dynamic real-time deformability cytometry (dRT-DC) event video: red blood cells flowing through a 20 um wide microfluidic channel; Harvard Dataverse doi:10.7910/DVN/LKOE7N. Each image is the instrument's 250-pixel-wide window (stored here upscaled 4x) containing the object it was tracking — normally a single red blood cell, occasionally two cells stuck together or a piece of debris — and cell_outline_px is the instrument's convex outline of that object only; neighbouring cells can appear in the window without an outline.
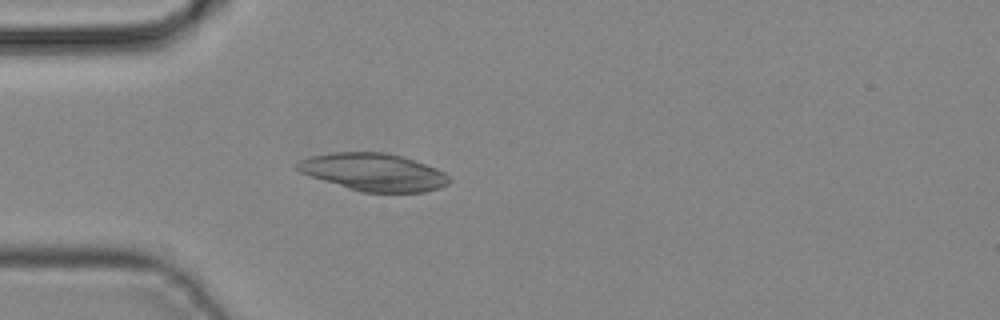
{"species": "common noctule bat (a hibernating species)", "species_latin": "Nyctalus noctula", "temperature_condition": "cold", "stored_images_in_passage": 44, "camera_frame_rate_fps": 3000, "um_per_image_px": 0.085, "animal": {"sex": "male", "body_mass_g": 19.2, "forearm_length_mm": 51.8}, "frame": {"image": 1, "passage_image": 13, "time_ms": 4.0, "image_size_px": [1000, 320], "cell_outline_px": [[452, 180], [448, 184], [440, 188], [424, 192], [360, 192], [300, 172], [296, 168], [296, 164], [300, 160], [312, 156], [332, 152], [384, 152], [400, 156], [436, 168], [444, 172]], "centroid_in_image_um": [31.78, 14.63], "position_along_channel_um": 53.2, "area_um2": 32.89}}
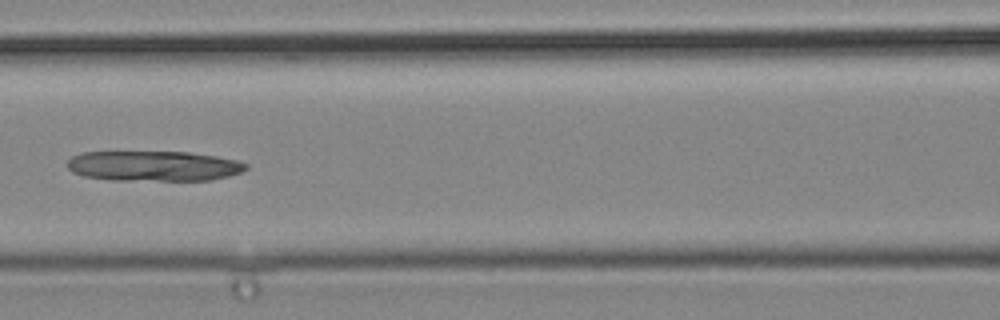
{"frame": {"image": 2, "passage_image": 20, "time_ms": 6.333, "image_size_px": [1000, 320], "cell_outline_px": [[248, 168], [240, 172], [228, 176], [212, 180], [112, 180], [84, 176], [72, 172], [68, 168], [68, 160], [72, 156], [80, 152], [188, 152], [216, 156], [236, 160], [248, 164]], "centroid_in_image_um": [13.05, 14.11], "position_along_channel_um": 153.5, "area_um2": 31.44}}
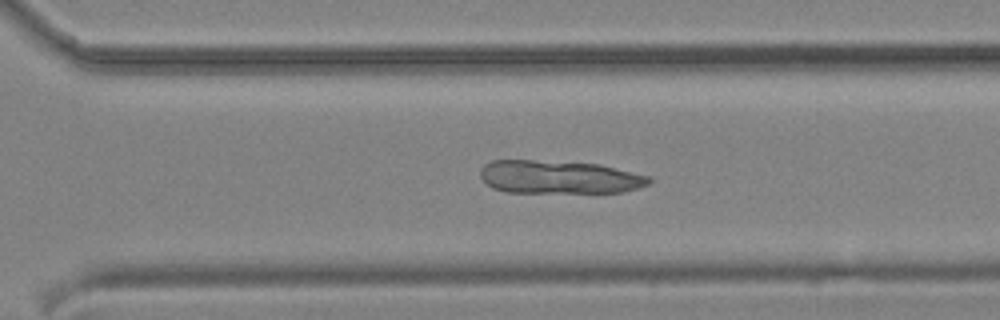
{"frame": {"image": 3, "passage_image": 31, "time_ms": 10.0, "image_size_px": [1000, 320], "cell_outline_px": [[652, 180], [648, 184], [624, 192], [508, 192], [492, 188], [480, 176], [480, 168], [484, 164], [492, 160], [532, 160], [600, 164], [652, 176]], "centroid_in_image_um": [47.53, 15.04], "position_along_channel_um": 323.1, "area_um2": 32.66}}